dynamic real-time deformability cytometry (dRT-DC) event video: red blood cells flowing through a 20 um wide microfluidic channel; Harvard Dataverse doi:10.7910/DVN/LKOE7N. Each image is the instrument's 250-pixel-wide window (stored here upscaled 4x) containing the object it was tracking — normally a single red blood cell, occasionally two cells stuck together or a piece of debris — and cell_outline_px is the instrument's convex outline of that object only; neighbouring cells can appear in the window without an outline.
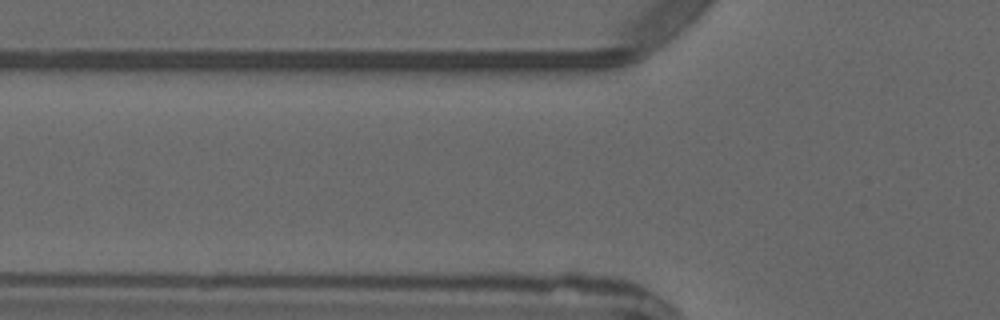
{"species": "common noctule bat (a hibernating species)", "species_latin": "Nyctalus noctula", "temperature_condition": "warm", "stored_images_in_passage": 4, "camera_frame_rate_fps": 3000, "um_per_image_px": 0.085, "animal": {"sex": "male", "forearm_length_mm": 52.5}, "frame": {"image": 1, "passage_image": 4, "time_ms": 4.333, "image_size_px": [1000, 320], "cell_outline_px": [[560, 232], [548, 236], [452, 236], [432, 232], [428, 220], [436, 216], [532, 216], [552, 220]], "centroid_in_image_um": [41.89, 19.21], "position_along_channel_um": 83.9, "area_um2": 17.34}}